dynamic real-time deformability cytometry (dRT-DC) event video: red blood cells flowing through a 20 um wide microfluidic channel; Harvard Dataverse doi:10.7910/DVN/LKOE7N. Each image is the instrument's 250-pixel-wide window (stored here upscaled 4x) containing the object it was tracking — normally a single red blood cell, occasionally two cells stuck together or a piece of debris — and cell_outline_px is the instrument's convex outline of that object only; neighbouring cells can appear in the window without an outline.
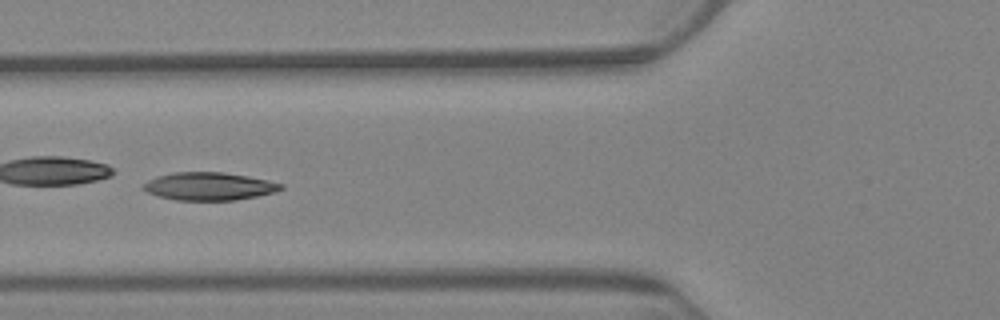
{"species": "Egyptian fruit bat (a non-hibernating species)", "species_latin": "Rousettus aegyptiacus", "temperature_condition": "warm", "stored_images_in_passage": 8, "camera_frame_rate_fps": 3000, "um_per_image_px": 0.085, "animal": {"sex": "female"}, "frame": {"image": 1, "passage_image": 7, "time_ms": 8.0, "image_size_px": [1000, 320], "cell_outline_px": [[284, 188], [272, 192], [256, 196], [236, 200], [176, 200], [156, 196], [140, 188], [148, 180], [156, 176], [172, 172], [224, 172], [248, 176], [284, 184]], "centroid_in_image_um": [17.72, 15.83], "position_along_channel_um": 108.1, "area_um2": 22.37}}